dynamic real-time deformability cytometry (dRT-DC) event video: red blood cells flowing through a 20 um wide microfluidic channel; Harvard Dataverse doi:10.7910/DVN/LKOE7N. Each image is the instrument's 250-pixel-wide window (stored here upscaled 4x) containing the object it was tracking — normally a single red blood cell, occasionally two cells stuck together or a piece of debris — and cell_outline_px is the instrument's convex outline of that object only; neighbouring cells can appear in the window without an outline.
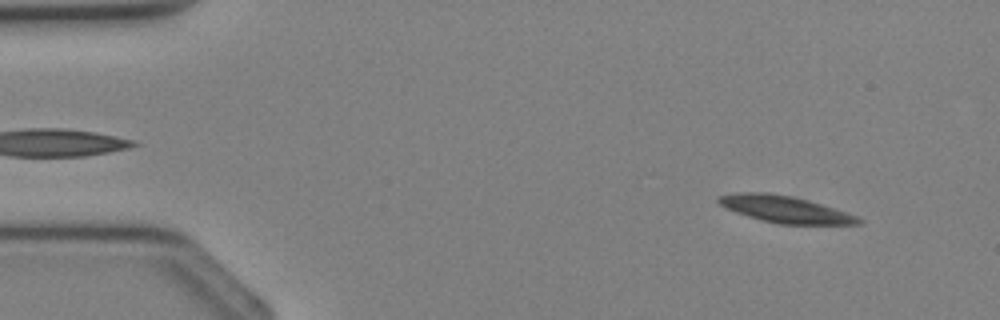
{"species": "Egyptian fruit bat (a non-hibernating species)", "species_latin": "Rousettus aegyptiacus", "temperature_condition": "cold", "stored_images_in_passage": 36, "camera_frame_rate_fps": 3000, "um_per_image_px": 0.085, "animal": {"sex": "female"}, "frame": {"image": 1, "passage_image": 3, "time_ms": 0.667, "image_size_px": [1000, 320], "cell_outline_px": [[864, 224], [780, 224], [748, 216], [724, 208], [716, 200], [716, 196], [736, 192], [768, 192], [792, 196], [808, 200], [856, 216], [864, 220]], "centroid_in_image_um": [66.67, 17.77], "position_along_channel_um": 18.3, "area_um2": 21.68}}
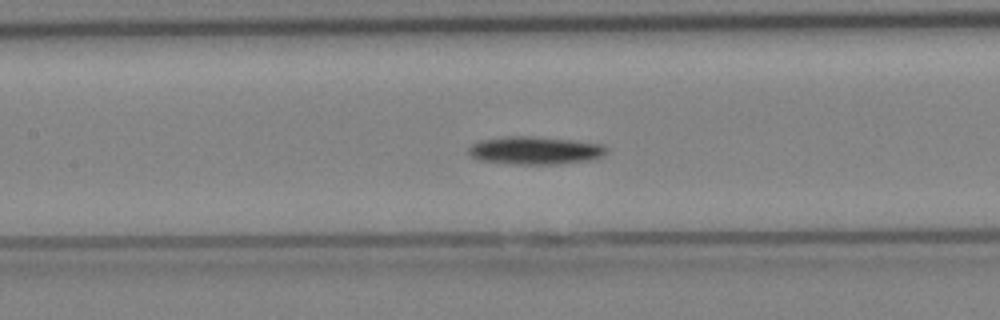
{"frame": {"image": 2, "passage_image": 16, "time_ms": 5.0, "image_size_px": [1000, 320], "cell_outline_px": [[608, 152], [604, 156], [588, 160], [556, 164], [516, 164], [480, 160], [472, 156], [468, 152], [468, 148], [472, 144], [480, 140], [504, 136], [532, 136], [572, 140], [604, 144], [608, 148]], "centroid_in_image_um": [45.51, 12.78], "position_along_channel_um": 161.9, "area_um2": 22.48}}
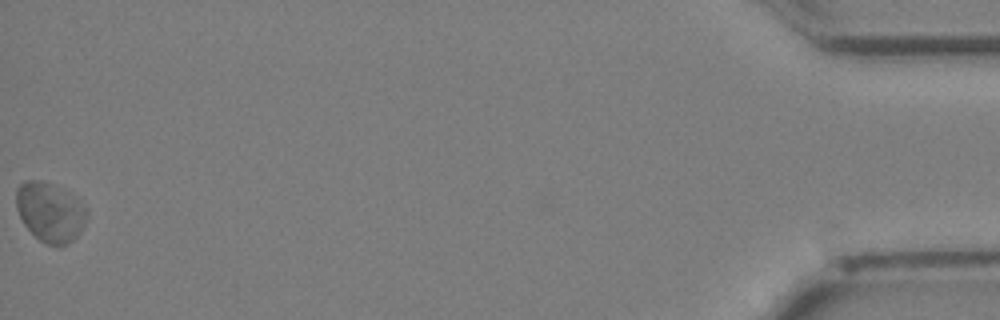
{"frame": {"image": 3, "passage_image": 36, "time_ms": 11.667, "image_size_px": [1000, 320], "cell_outline_px": [[88, 216], [80, 232], [68, 244], [60, 248], [56, 248], [40, 240], [24, 224], [16, 208], [16, 188], [24, 180], [40, 180], [52, 184], [80, 200], [88, 208]], "centroid_in_image_um": [4.27, 18.04], "position_along_channel_um": 430.9, "area_um2": 24.62}}